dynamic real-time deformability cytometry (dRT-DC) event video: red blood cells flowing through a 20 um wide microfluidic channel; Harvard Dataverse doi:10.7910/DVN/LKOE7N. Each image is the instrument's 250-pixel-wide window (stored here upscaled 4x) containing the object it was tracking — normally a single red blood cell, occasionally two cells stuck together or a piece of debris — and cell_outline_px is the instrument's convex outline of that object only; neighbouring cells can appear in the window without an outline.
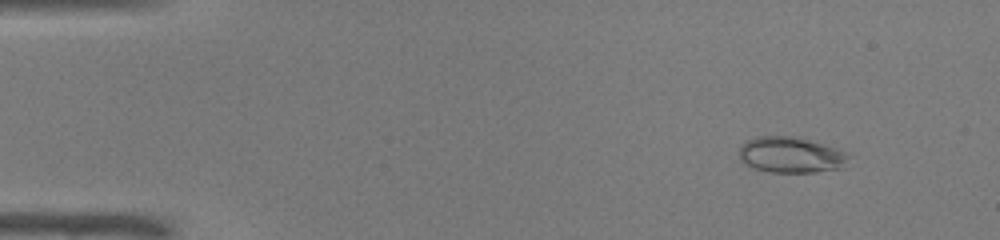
{"species": "common noctule bat (a hibernating species)", "species_latin": "Nyctalus noctula", "temperature_condition": "warm", "stored_images_in_passage": 52, "camera_frame_rate_fps": 3000, "um_per_image_px": 0.085, "animal": {"sex": "male", "body_mass_g": 19.0, "forearm_length_mm": 50.8}, "frame": {"image": 1, "passage_image": 6, "time_ms": 1.667, "image_size_px": [1000, 240], "cell_outline_px": [[852, 156], [848, 168], [816, 172], [768, 172], [752, 168], [744, 164], [740, 160], [740, 148], [748, 140], [756, 136], [796, 136], [848, 152]], "centroid_in_image_um": [67.31, 13.19], "position_along_channel_um": 17.7, "area_um2": 23.41}}
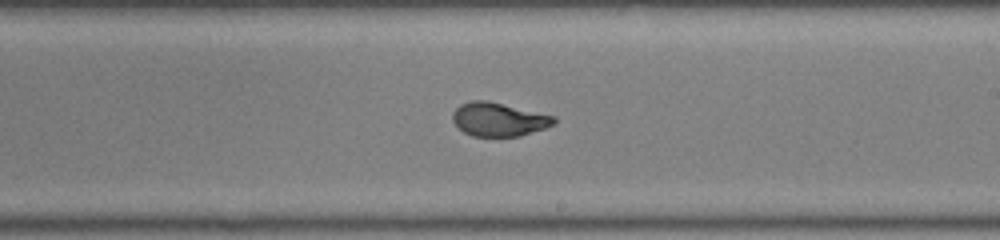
{"frame": {"image": 2, "passage_image": 31, "time_ms": 10.0, "image_size_px": [1000, 240], "cell_outline_px": [[556, 124], [520, 136], [472, 136], [464, 132], [452, 120], [452, 112], [460, 104], [472, 100], [488, 100], [556, 116]], "centroid_in_image_um": [42.4, 10.13], "position_along_channel_um": 246.6, "area_um2": 19.94}}
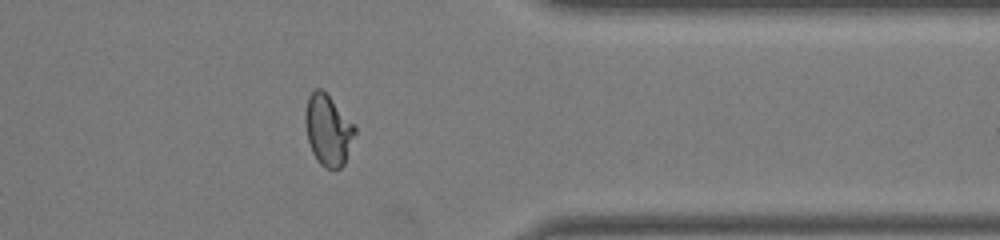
{"frame": {"image": 3, "passage_image": 42, "time_ms": 13.667, "image_size_px": [1000, 240], "cell_outline_px": [[356, 132], [344, 164], [340, 168], [324, 168], [316, 160], [312, 152], [308, 140], [304, 124], [304, 112], [308, 96], [316, 88], [320, 88], [328, 96], [356, 128]], "centroid_in_image_um": [27.85, 11.08], "position_along_channel_um": 383.6, "area_um2": 20.23}, "authors_computed_cell_mechanics": {"area_um2": 21.0392, "velocity_mm_per_s": 3.9938, "shape_relaxation_time_tau1_ms": 8.7334, "shape_relaxation_time_tau2_ms": null, "deformation_change_tau1": 0.3182, "deformation_change_tau2": null}}